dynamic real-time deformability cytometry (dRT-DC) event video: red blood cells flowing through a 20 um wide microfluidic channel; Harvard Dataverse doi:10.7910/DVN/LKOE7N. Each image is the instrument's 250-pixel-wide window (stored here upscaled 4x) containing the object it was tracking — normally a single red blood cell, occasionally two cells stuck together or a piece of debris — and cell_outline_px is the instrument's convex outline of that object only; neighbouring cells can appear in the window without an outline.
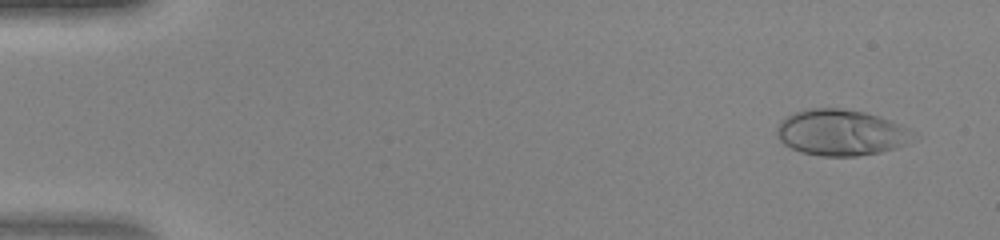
{"species": "human", "species_latin": "Homo sapiens", "temperature_condition": "warm", "stored_images_in_passage": 48, "camera_frame_rate_fps": 3000, "um_per_image_px": 0.085, "donor": {"sex": "female"}, "frame": {"image": 1, "passage_image": 4, "time_ms": 1.0, "image_size_px": [1000, 240], "cell_outline_px": [[908, 128], [904, 144], [896, 148], [880, 152], [856, 156], [820, 156], [800, 152], [784, 144], [780, 140], [776, 132], [780, 120], [796, 112], [808, 108], [840, 108], [864, 112], [888, 120]], "centroid_in_image_um": [71.36, 11.27], "position_along_channel_um": 13.6, "area_um2": 35.72}}
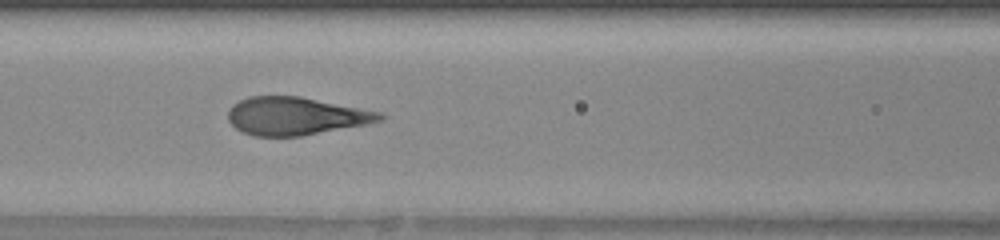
{"frame": {"image": 2, "passage_image": 22, "time_ms": 7.0, "image_size_px": [1000, 240], "cell_outline_px": [[384, 120], [368, 124], [300, 136], [252, 136], [236, 128], [228, 120], [228, 108], [232, 104], [248, 96], [300, 96], [380, 112], [384, 116]], "centroid_in_image_um": [25.11, 9.86], "position_along_channel_um": 141.5, "area_um2": 33.47}}
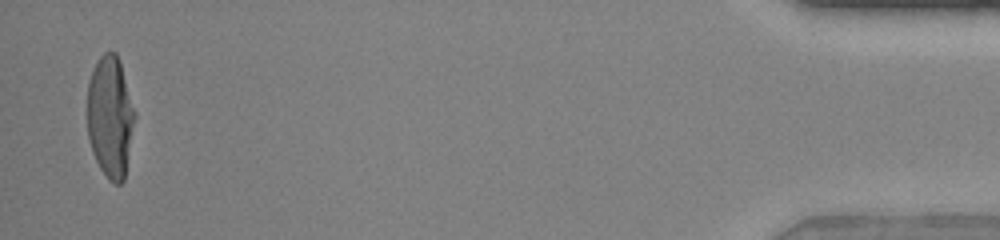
{"frame": {"image": 3, "passage_image": 47, "time_ms": 15.333, "image_size_px": [1000, 240], "cell_outline_px": [[136, 116], [124, 180], [120, 184], [116, 184], [108, 180], [100, 168], [92, 152], [88, 136], [88, 80], [100, 56], [104, 52], [116, 52], [136, 112]], "centroid_in_image_um": [9.38, 9.96], "position_along_channel_um": 425.8, "area_um2": 33.58}}